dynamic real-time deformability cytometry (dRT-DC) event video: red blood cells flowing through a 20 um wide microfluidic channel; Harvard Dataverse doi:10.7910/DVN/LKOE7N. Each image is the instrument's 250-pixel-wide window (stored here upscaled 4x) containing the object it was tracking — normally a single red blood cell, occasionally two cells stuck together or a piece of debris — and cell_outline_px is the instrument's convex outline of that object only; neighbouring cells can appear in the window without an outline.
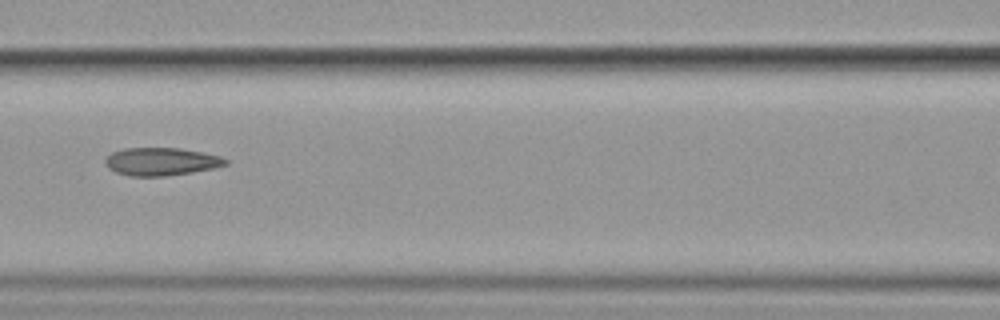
{"species": "common noctule bat (a hibernating species)", "species_latin": "Nyctalus noctula", "temperature_condition": "cold", "stored_images_in_passage": 11, "camera_frame_rate_fps": 3000, "um_per_image_px": 0.085, "animal": {"sex": "female", "body_mass_g": 19.9}, "frame": {"image": 1, "passage_image": 4, "time_ms": 4.667, "image_size_px": [1000, 320], "cell_outline_px": [[228, 164], [212, 168], [192, 172], [164, 176], [128, 176], [116, 172], [108, 168], [104, 164], [104, 160], [112, 152], [124, 148], [180, 148], [220, 156], [228, 160]], "centroid_in_image_um": [13.66, 13.73], "position_along_channel_um": 152.9, "area_um2": 19.48}}
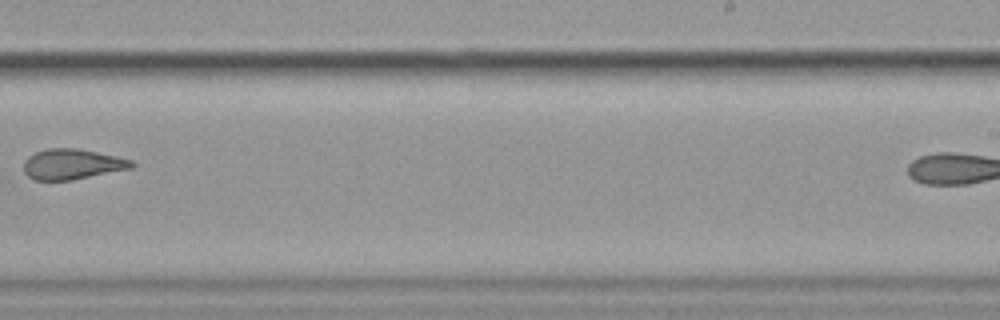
{"frame": {"image": 2, "passage_image": 7, "time_ms": 8.333, "image_size_px": [1000, 320], "cell_outline_px": [[136, 164], [132, 168], [72, 180], [36, 180], [28, 176], [24, 172], [24, 160], [28, 156], [36, 152], [48, 148], [76, 148], [116, 156], [132, 160]], "centroid_in_image_um": [6.13, 13.95], "position_along_channel_um": 282.9, "area_um2": 19.07}}
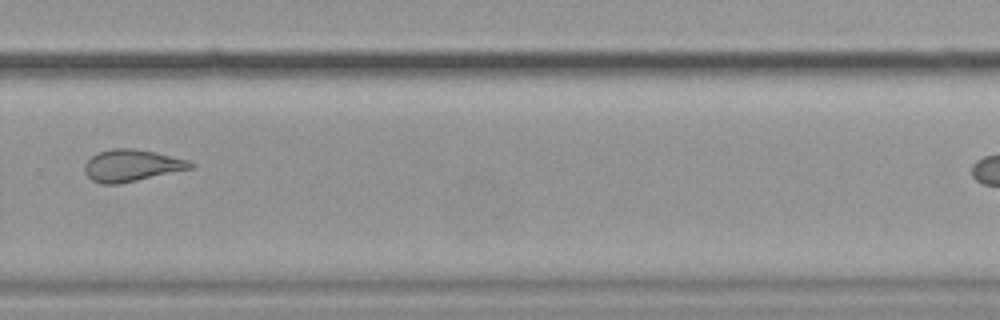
{"frame": {"image": 3, "passage_image": 8, "time_ms": 9.333, "image_size_px": [1000, 320], "cell_outline_px": [[196, 164], [192, 168], [120, 184], [100, 184], [92, 180], [84, 172], [84, 164], [92, 156], [100, 152], [112, 148], [132, 148], [152, 152], [188, 160]], "centroid_in_image_um": [11.16, 14.08], "position_along_channel_um": 318.6, "area_um2": 19.48}, "authors_computed_cell_mechanics": {"area_um2": 19.5364, "velocity_mm_per_s": 3.5701, "shape_relaxation_time_tau1_ms": null, "shape_relaxation_time_tau2_ms": 1.7794, "deformation_change_tau1": null, "deformation_change_tau2": 0.0777}}